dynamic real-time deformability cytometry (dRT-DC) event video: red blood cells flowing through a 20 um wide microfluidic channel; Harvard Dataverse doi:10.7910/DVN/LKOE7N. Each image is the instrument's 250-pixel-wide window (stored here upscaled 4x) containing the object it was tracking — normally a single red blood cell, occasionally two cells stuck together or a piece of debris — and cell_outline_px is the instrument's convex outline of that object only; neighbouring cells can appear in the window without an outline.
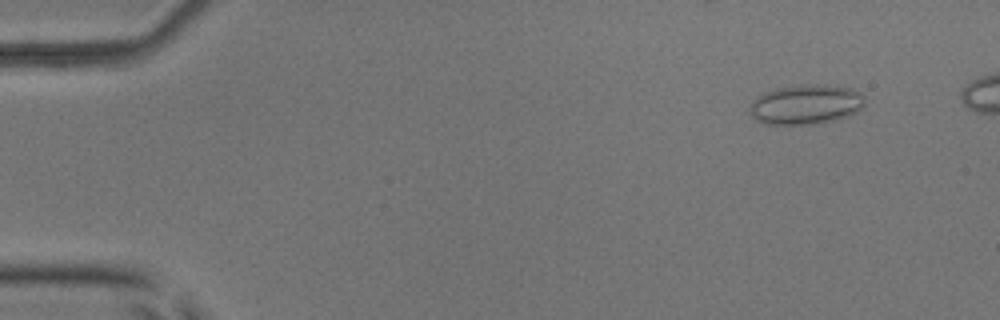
{"species": "common noctule bat (a hibernating species)", "species_latin": "Nyctalus noctula", "temperature_condition": "room temperature", "stored_images_in_passage": 7, "camera_frame_rate_fps": 3000, "um_per_image_px": 0.085, "animal": {"sex": "male", "body_mass_g": 17.9, "forearm_length_mm": 54.2}, "frame": {"image": 1, "passage_image": 2, "time_ms": 1.333, "image_size_px": [1000, 320], "cell_outline_px": [[864, 104], [856, 112], [848, 116], [836, 120], [816, 124], [764, 124], [756, 120], [752, 116], [748, 108], [752, 100], [764, 92], [776, 88], [792, 84], [824, 84], [852, 88], [860, 92], [864, 96]], "centroid_in_image_um": [68.48, 8.86], "position_along_channel_um": 16.5, "area_um2": 27.17}}
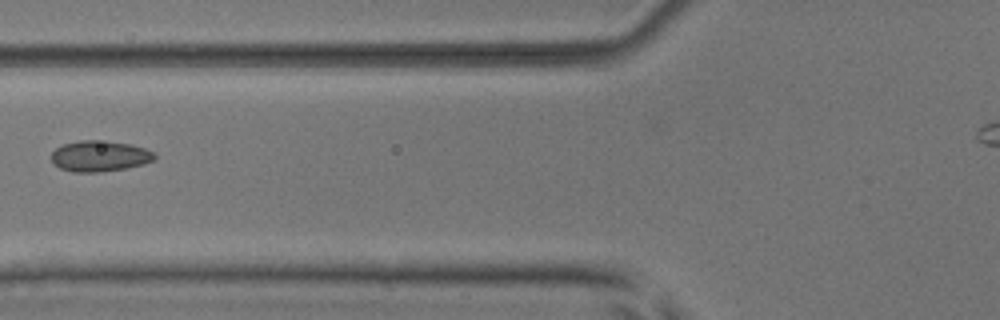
{"frame": {"image": 2, "passage_image": 6, "time_ms": 6.667, "image_size_px": [1000, 320], "cell_outline_px": [[156, 160], [144, 164], [128, 168], [100, 172], [72, 172], [60, 168], [52, 160], [52, 152], [56, 148], [64, 144], [80, 140], [92, 140], [132, 144], [156, 152]], "centroid_in_image_um": [8.53, 13.28], "position_along_channel_um": 117.3, "area_um2": 18.61}}
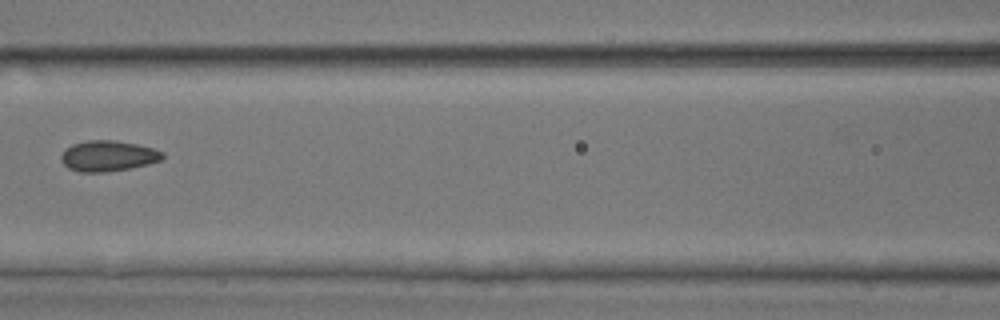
{"frame": {"image": 3, "passage_image": 7, "time_ms": 7.667, "image_size_px": [1000, 320], "cell_outline_px": [[164, 156], [160, 160], [148, 164], [132, 168], [104, 172], [80, 172], [68, 168], [60, 160], [60, 156], [64, 148], [72, 144], [88, 140], [116, 140], [136, 144], [152, 148], [164, 152]], "centroid_in_image_um": [9.15, 13.25], "position_along_channel_um": 157.4, "area_um2": 18.26}}